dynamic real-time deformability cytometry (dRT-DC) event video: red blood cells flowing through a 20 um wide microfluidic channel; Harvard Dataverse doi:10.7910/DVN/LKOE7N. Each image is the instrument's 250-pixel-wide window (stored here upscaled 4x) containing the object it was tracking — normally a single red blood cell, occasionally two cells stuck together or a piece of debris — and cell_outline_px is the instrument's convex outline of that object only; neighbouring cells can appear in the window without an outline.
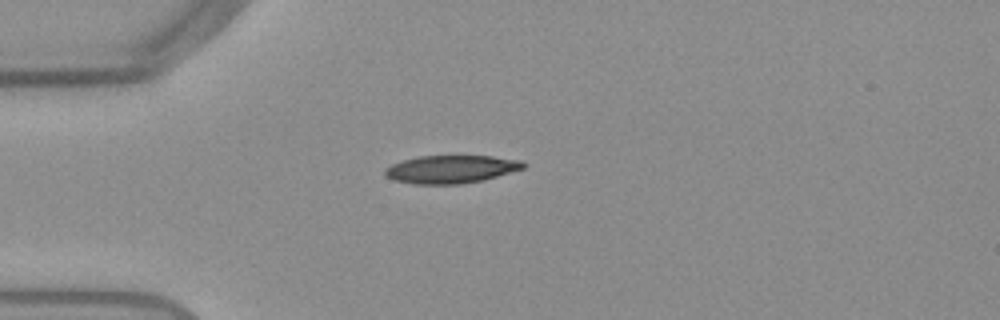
{"species": "Egyptian fruit bat (a non-hibernating species)", "species_latin": "Rousettus aegyptiacus", "temperature_condition": "warm", "stored_images_in_passage": 40, "camera_frame_rate_fps": 3000, "um_per_image_px": 0.085, "frame": {"image": 1, "passage_image": 1, "time_ms": 0.0, "image_size_px": [1000, 320], "cell_outline_px": [[528, 164], [524, 168], [484, 180], [460, 184], [416, 184], [392, 180], [384, 176], [384, 168], [392, 164], [404, 160], [420, 156], [492, 156], [520, 160]], "centroid_in_image_um": [38.33, 14.39], "position_along_channel_um": 46.7, "area_um2": 22.6}}
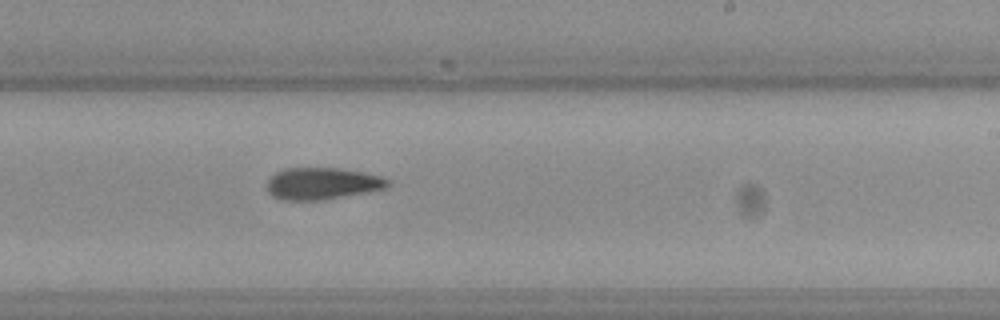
{"frame": {"image": 2, "passage_image": 19, "time_ms": 6.0, "image_size_px": [1000, 320], "cell_outline_px": [[392, 184], [384, 188], [372, 192], [324, 200], [280, 200], [272, 196], [268, 192], [268, 180], [276, 172], [284, 168], [340, 168], [384, 176], [392, 180]], "centroid_in_image_um": [27.46, 15.61], "position_along_channel_um": 261.5, "area_um2": 22.89}}
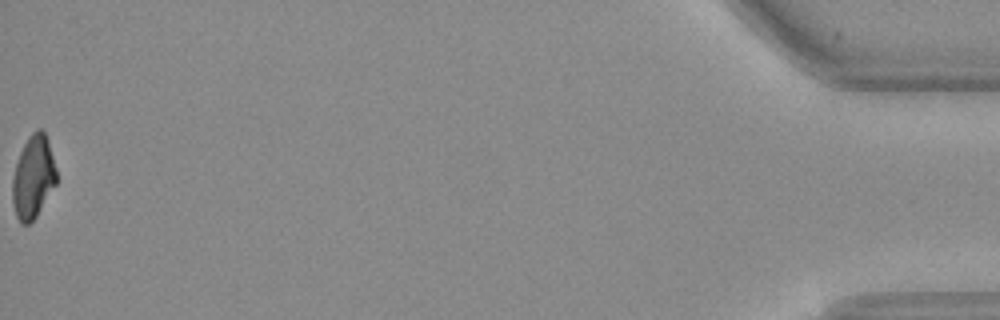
{"frame": {"image": 3, "passage_image": 40, "time_ms": 13.0, "image_size_px": [1000, 320], "cell_outline_px": [[56, 184], [36, 216], [28, 224], [20, 224], [16, 216], [12, 204], [12, 176], [20, 152], [28, 136], [36, 128], [40, 128], [44, 132], [48, 140], [56, 168]], "centroid_in_image_um": [2.8, 15.04], "position_along_channel_um": 432.4, "area_um2": 21.27}, "authors_computed_cell_mechanics": {"area_um2": 22.5998, "velocity_mm_per_s": 3.865, "shape_relaxation_time_tau1_ms": null, "shape_relaxation_time_tau2_ms": 10.3616, "deformation_change_tau1": null, "deformation_change_tau2": 0.201}}